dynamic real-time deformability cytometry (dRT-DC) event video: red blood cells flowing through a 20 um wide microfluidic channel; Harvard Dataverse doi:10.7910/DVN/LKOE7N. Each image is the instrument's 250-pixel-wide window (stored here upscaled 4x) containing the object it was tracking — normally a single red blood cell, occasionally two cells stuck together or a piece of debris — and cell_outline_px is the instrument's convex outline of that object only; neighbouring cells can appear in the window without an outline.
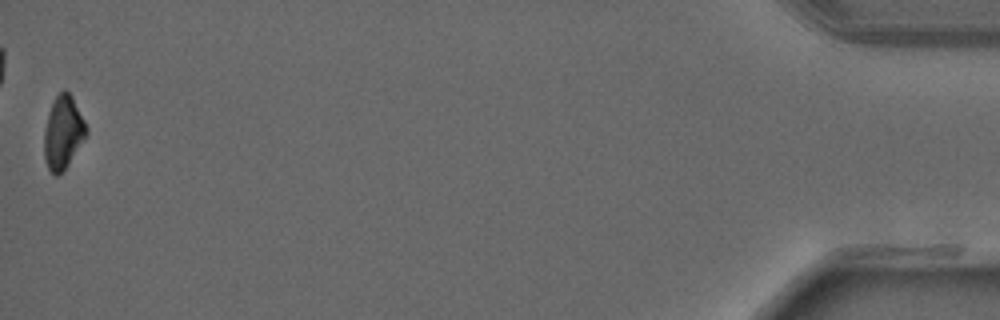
{"species": "common noctule bat (a hibernating species)", "species_latin": "Nyctalus noctula", "temperature_condition": "warm", "stored_images_in_passage": 40, "camera_frame_rate_fps": 3000, "um_per_image_px": 0.085, "animal": {"sex": "male", "forearm_length_mm": 52.5}, "frame": {"image": 1, "passage_image": 40, "time_ms": 13.0, "image_size_px": [1000, 320], "cell_outline_px": [[88, 132], [84, 140], [64, 168], [56, 176], [48, 168], [44, 160], [44, 132], [48, 112], [56, 96], [64, 88], [72, 96], [88, 128]], "centroid_in_image_um": [5.35, 11.23], "position_along_channel_um": 429.8, "area_um2": 17.69}}